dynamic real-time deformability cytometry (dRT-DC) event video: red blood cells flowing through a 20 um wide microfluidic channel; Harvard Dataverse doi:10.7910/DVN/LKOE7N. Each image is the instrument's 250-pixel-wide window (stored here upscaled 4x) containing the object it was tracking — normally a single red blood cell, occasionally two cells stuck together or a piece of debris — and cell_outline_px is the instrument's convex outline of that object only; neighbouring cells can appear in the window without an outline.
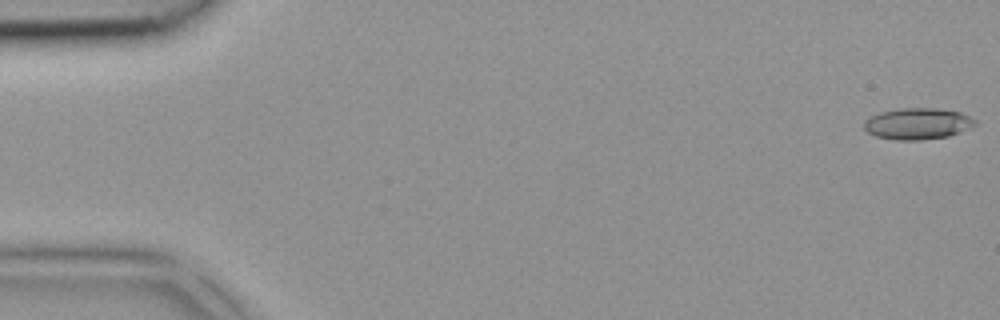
{"species": "common noctule bat (a hibernating species)", "species_latin": "Nyctalus noctula", "temperature_condition": "room temperature", "stored_images_in_passage": 4, "camera_frame_rate_fps": 3000, "um_per_image_px": 0.085, "animal": {"sex": "female", "body_mass_g": 18.4}, "frame": {"image": 1, "passage_image": 1, "time_ms": 0.0, "image_size_px": [1000, 320], "cell_outline_px": [[976, 124], [960, 132], [948, 136], [920, 140], [896, 140], [876, 136], [868, 132], [864, 128], [864, 120], [880, 112], [896, 108], [936, 108], [960, 112], [976, 120]], "centroid_in_image_um": [77.98, 10.51], "position_along_channel_um": 7.0, "area_um2": 20.23}}
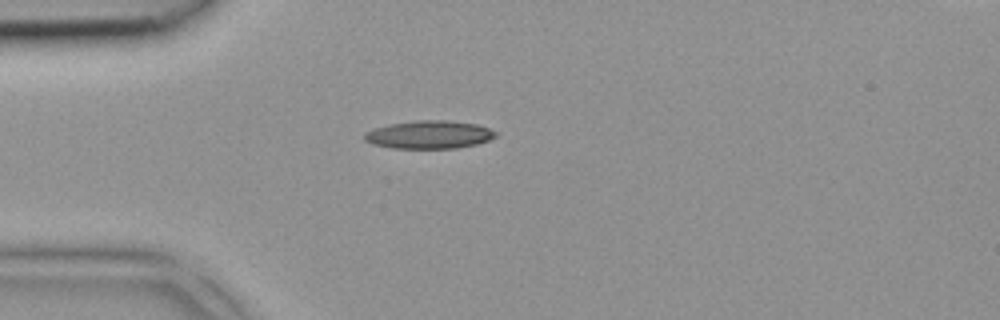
{"frame": {"image": 2, "passage_image": 4, "time_ms": 1.0, "image_size_px": [1000, 320], "cell_outline_px": [[496, 136], [488, 140], [476, 144], [456, 148], [392, 148], [372, 144], [364, 140], [364, 132], [372, 128], [388, 124], [416, 120], [448, 120], [476, 124], [488, 128], [496, 132]], "centroid_in_image_um": [36.42, 11.44], "position_along_channel_um": 48.6, "area_um2": 21.5}}